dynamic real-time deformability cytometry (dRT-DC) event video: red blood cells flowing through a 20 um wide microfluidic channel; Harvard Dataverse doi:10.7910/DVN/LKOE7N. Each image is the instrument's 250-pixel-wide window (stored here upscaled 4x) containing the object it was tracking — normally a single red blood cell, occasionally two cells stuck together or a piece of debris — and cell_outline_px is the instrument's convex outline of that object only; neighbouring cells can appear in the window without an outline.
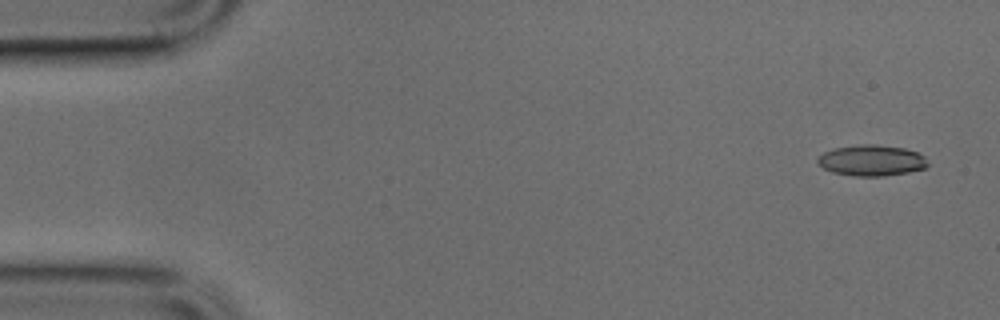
{"species": "common noctule bat (a hibernating species)", "species_latin": "Nyctalus noctula", "temperature_condition": "cold", "stored_images_in_passage": 49, "camera_frame_rate_fps": 3000, "um_per_image_px": 0.085, "animal": {"sex": "male", "body_mass_g": 17.9, "forearm_length_mm": 54.2}, "frame": {"image": 1, "passage_image": 3, "time_ms": 0.667, "image_size_px": [1000, 320], "cell_outline_px": [[928, 164], [924, 168], [908, 172], [884, 176], [852, 176], [832, 172], [824, 168], [816, 160], [824, 152], [836, 148], [860, 144], [876, 144], [904, 148], [916, 152], [924, 156]], "centroid_in_image_um": [74.08, 13.64], "position_along_channel_um": 10.9, "area_um2": 19.71}}
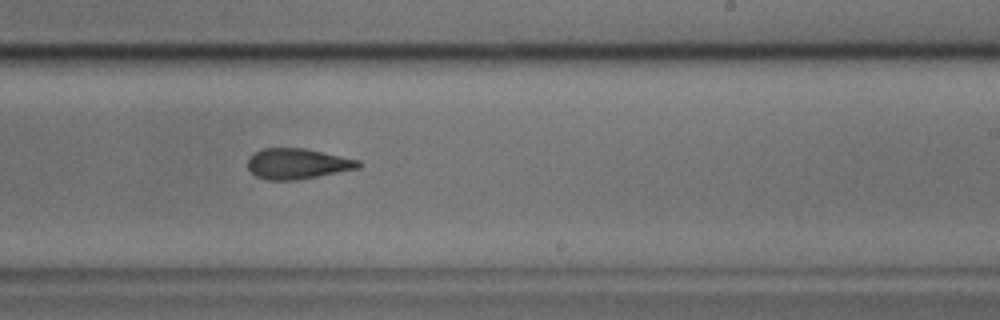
{"frame": {"image": 2, "passage_image": 30, "time_ms": 9.667, "image_size_px": [1000, 320], "cell_outline_px": [[360, 168], [296, 180], [268, 180], [256, 176], [248, 168], [248, 156], [264, 148], [304, 148], [360, 160]], "centroid_in_image_um": [25.27, 13.91], "position_along_channel_um": 263.7, "area_um2": 19.59}}
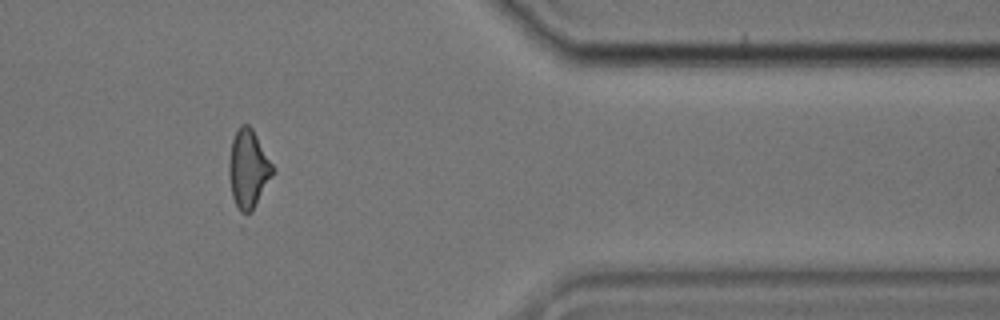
{"frame": {"image": 3, "passage_image": 41, "time_ms": 13.333, "image_size_px": [1000, 320], "cell_outline_px": [[276, 172], [252, 212], [240, 212], [232, 196], [228, 172], [228, 164], [232, 140], [240, 124], [248, 124], [252, 128], [276, 168]], "centroid_in_image_um": [21.14, 14.35], "position_along_channel_um": 390.3, "area_um2": 20.29}}